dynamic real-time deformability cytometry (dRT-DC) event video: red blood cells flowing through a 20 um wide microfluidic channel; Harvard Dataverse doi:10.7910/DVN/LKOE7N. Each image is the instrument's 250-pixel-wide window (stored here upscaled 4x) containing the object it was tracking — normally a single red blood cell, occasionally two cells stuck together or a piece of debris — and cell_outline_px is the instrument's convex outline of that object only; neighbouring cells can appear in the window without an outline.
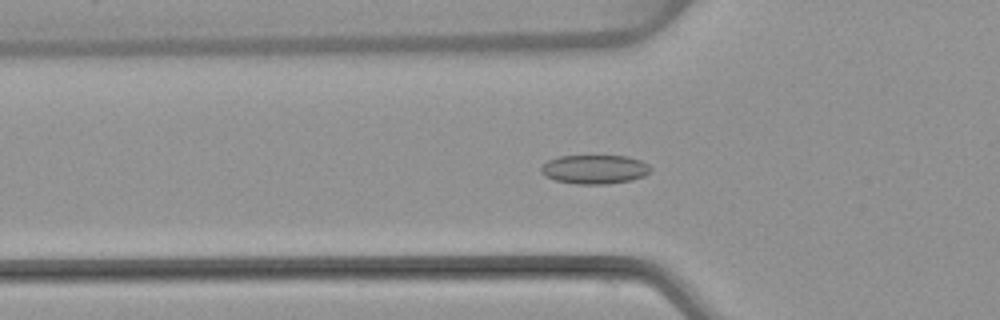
{"species": "common noctule bat (a hibernating species)", "species_latin": "Nyctalus noctula", "temperature_condition": "warm", "stored_images_in_passage": 53, "camera_frame_rate_fps": 3000, "um_per_image_px": 0.085, "animal": {"sex": "female", "body_mass_g": 22.7, "forearm_length_mm": 54.2}, "frame": {"image": 1, "passage_image": 18, "time_ms": 5.667, "image_size_px": [1000, 320], "cell_outline_px": [[652, 168], [644, 176], [632, 180], [608, 184], [576, 184], [556, 180], [544, 176], [540, 172], [540, 168], [548, 160], [560, 156], [628, 156], [640, 160], [648, 164]], "centroid_in_image_um": [50.54, 14.39], "position_along_channel_um": 75.3, "area_um2": 18.55}}
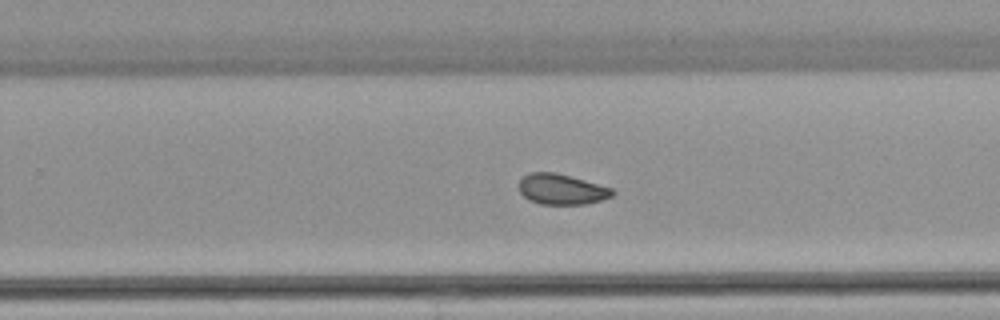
{"frame": {"image": 2, "passage_image": 34, "time_ms": 11.0, "image_size_px": [1000, 320], "cell_outline_px": [[616, 192], [612, 196], [600, 200], [584, 204], [540, 204], [528, 200], [520, 192], [520, 180], [528, 172], [556, 172], [572, 176], [612, 188]], "centroid_in_image_um": [47.73, 16.08], "position_along_channel_um": 282.1, "area_um2": 16.65}}
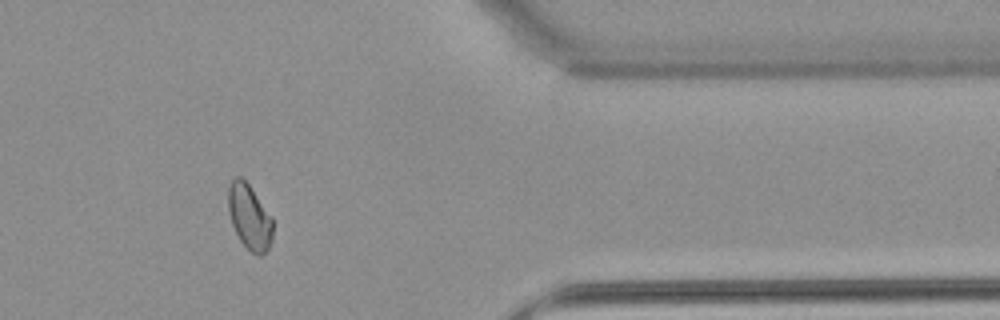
{"frame": {"image": 3, "passage_image": 44, "time_ms": 14.333, "image_size_px": [1000, 320], "cell_outline_px": [[272, 240], [268, 248], [260, 256], [256, 256], [240, 240], [232, 224], [228, 212], [228, 188], [232, 180], [236, 176], [240, 176], [248, 184], [272, 216]], "centroid_in_image_um": [21.2, 18.43], "position_along_channel_um": 390.2, "area_um2": 16.76}, "authors_computed_cell_mechanics": {"area_um2": 17.629, "velocity_mm_per_s": 3.8729, "shape_relaxation_time_tau1_ms": null, "shape_relaxation_time_tau2_ms": 2.8647, "deformation_change_tau1": null, "deformation_change_tau2": 0.0706}}